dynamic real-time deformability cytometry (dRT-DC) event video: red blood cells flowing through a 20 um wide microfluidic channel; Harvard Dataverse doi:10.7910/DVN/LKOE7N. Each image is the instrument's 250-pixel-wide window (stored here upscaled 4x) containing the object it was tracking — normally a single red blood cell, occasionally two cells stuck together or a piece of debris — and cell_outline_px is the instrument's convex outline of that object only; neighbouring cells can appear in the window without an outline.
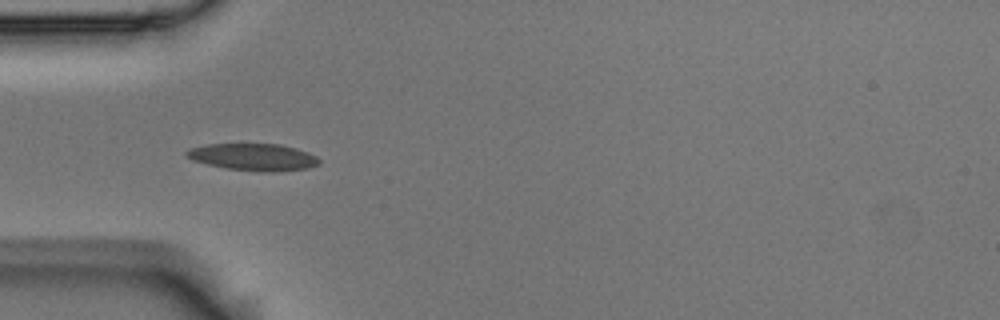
{"species": "Egyptian fruit bat (a non-hibernating species)", "species_latin": "Rousettus aegyptiacus", "temperature_condition": "room temperature", "stored_images_in_passage": 4, "camera_frame_rate_fps": 3000, "um_per_image_px": 0.085, "animal": {"sex": "male"}, "frame": {"image": 1, "passage_image": 3, "time_ms": 0.667, "image_size_px": [1000, 320], "cell_outline_px": [[320, 164], [308, 168], [280, 172], [260, 172], [228, 168], [208, 164], [192, 160], [184, 156], [184, 152], [188, 148], [208, 144], [280, 144], [296, 148], [308, 152], [316, 156], [320, 160]], "centroid_in_image_um": [21.54, 13.35], "position_along_channel_um": 63.5, "area_um2": 21.1}}
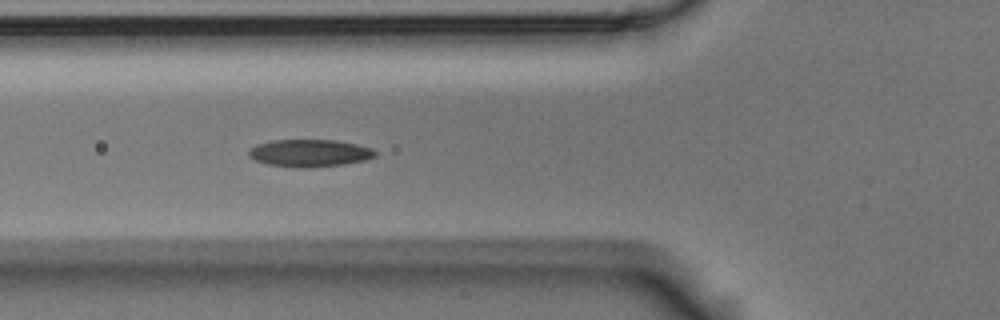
{"frame": {"image": 2, "passage_image": 4, "time_ms": 1.0, "image_size_px": [1000, 320], "cell_outline_px": [[376, 156], [368, 160], [344, 164], [308, 168], [296, 168], [268, 164], [256, 160], [248, 156], [248, 152], [256, 144], [272, 140], [336, 140], [356, 144], [372, 148], [376, 152]], "centroid_in_image_um": [26.34, 13.02], "position_along_channel_um": 99.5, "area_um2": 20.29}}